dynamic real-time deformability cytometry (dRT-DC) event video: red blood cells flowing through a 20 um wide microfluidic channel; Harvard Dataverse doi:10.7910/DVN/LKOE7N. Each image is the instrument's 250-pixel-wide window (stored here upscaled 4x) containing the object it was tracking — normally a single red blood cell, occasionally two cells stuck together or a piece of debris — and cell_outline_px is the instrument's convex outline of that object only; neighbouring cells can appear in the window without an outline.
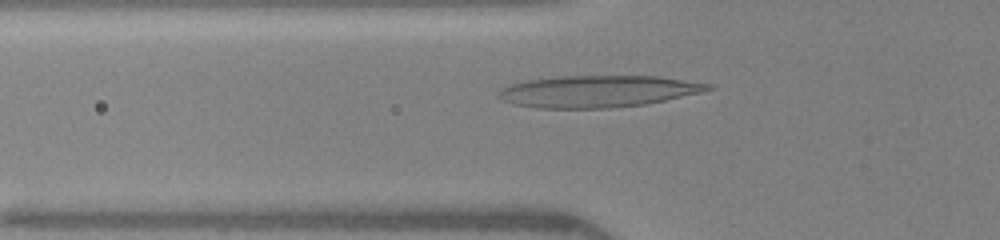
{"species": "human", "species_latin": "Homo sapiens", "temperature_condition": "warm", "stored_images_in_passage": 48, "camera_frame_rate_fps": 3000, "um_per_image_px": 0.085, "donor": {"sex": "female"}, "frame": {"image": 1, "passage_image": 17, "time_ms": 5.333, "image_size_px": [1000, 240], "cell_outline_px": [[716, 88], [700, 92], [664, 100], [644, 104], [612, 108], [536, 108], [512, 104], [496, 96], [496, 92], [500, 88], [508, 84], [524, 80], [560, 76], [656, 76], [712, 84]], "centroid_in_image_um": [50.73, 7.76], "position_along_channel_um": 75.1, "area_um2": 38.96}}
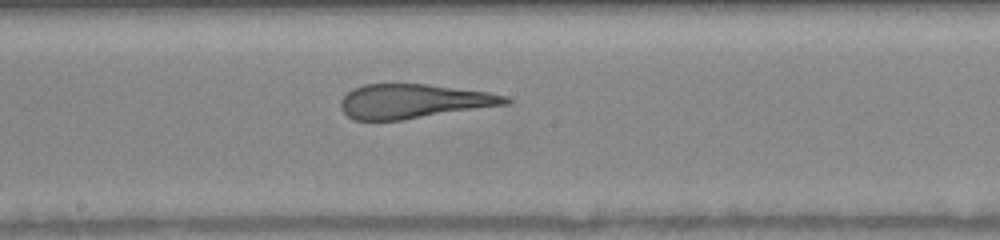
{"frame": {"image": 2, "passage_image": 27, "time_ms": 8.667, "image_size_px": [1000, 240], "cell_outline_px": [[512, 100], [508, 104], [404, 120], [352, 120], [340, 108], [340, 100], [352, 88], [364, 84], [428, 84], [488, 92], [508, 96]], "centroid_in_image_um": [35.14, 8.61], "position_along_channel_um": 213.1, "area_um2": 33.06}}
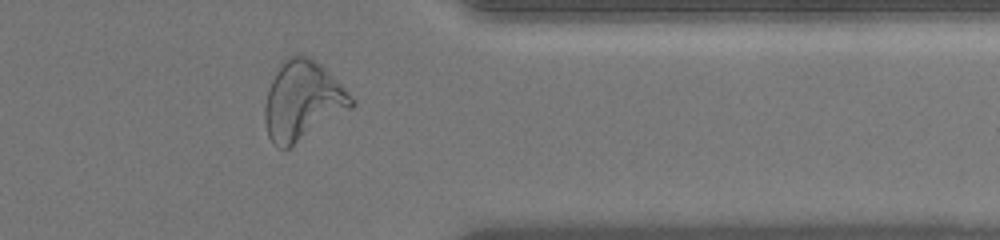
{"frame": {"image": 3, "passage_image": 40, "time_ms": 13.0, "image_size_px": [1000, 240], "cell_outline_px": [[356, 104], [352, 108], [288, 148], [276, 148], [272, 144], [268, 136], [264, 120], [264, 108], [268, 88], [276, 72], [284, 60], [288, 56], [308, 56], [320, 64], [356, 100]], "centroid_in_image_um": [25.7, 8.59], "position_along_channel_um": 385.7, "area_um2": 39.48}}